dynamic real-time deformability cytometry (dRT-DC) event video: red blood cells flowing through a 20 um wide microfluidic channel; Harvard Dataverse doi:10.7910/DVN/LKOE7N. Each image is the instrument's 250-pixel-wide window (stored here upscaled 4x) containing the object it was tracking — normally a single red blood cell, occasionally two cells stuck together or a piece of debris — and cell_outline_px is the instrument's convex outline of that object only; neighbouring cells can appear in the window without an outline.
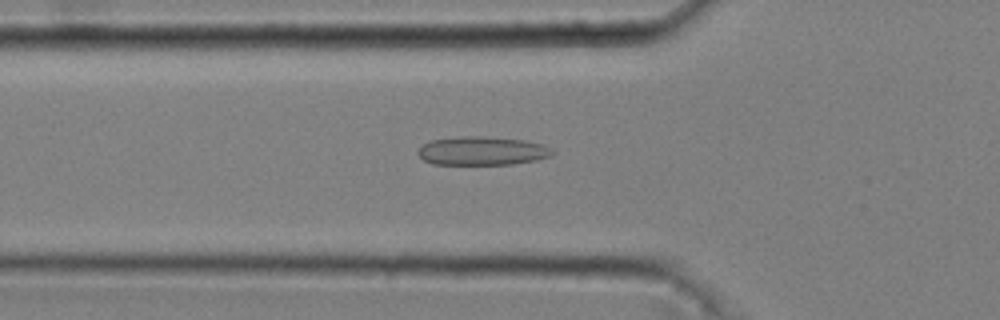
{"species": "common noctule bat (a hibernating species)", "species_latin": "Nyctalus noctula", "temperature_condition": "cold", "stored_images_in_passage": 50, "camera_frame_rate_fps": 3000, "um_per_image_px": 0.085, "animal": {"sex": "male", "body_mass_g": 20.4}, "frame": {"image": 1, "passage_image": 18, "time_ms": 5.667, "image_size_px": [1000, 320], "cell_outline_px": [[556, 152], [552, 156], [536, 160], [512, 164], [432, 164], [424, 160], [416, 152], [428, 140], [460, 136], [484, 136], [524, 140], [540, 144]], "centroid_in_image_um": [40.96, 12.82], "position_along_channel_um": 84.8, "area_um2": 22.43}}
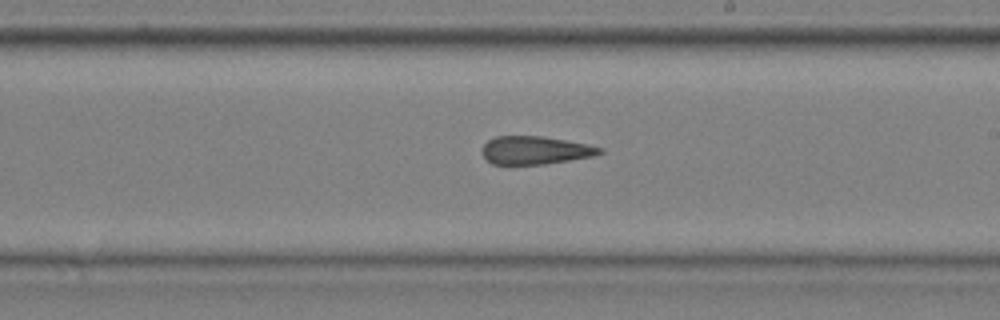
{"frame": {"image": 2, "passage_image": 31, "time_ms": 10.0, "image_size_px": [1000, 320], "cell_outline_px": [[604, 152], [592, 156], [544, 164], [492, 164], [480, 152], [484, 144], [488, 140], [496, 136], [540, 136], [588, 144], [604, 148]], "centroid_in_image_um": [45.47, 12.77], "position_along_channel_um": 243.5, "area_um2": 19.13}}
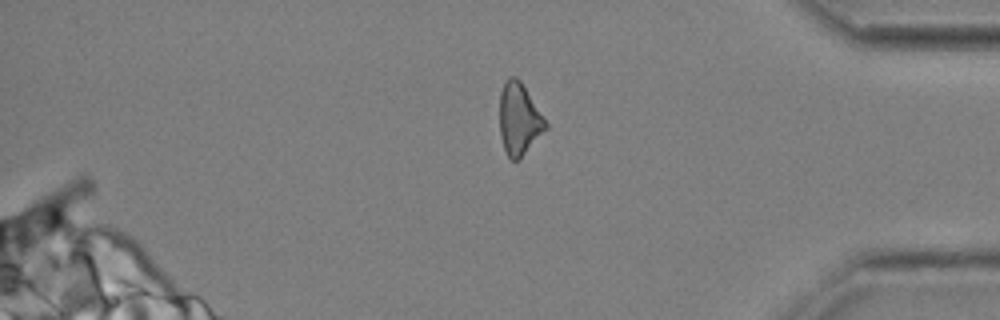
{"frame": {"image": 3, "passage_image": 45, "time_ms": 14.667, "image_size_px": [1000, 320], "cell_outline_px": [[548, 128], [516, 160], [512, 160], [508, 156], [504, 148], [500, 136], [500, 92], [508, 76], [516, 76], [520, 80], [548, 124]], "centroid_in_image_um": [44.11, 10.08], "position_along_channel_um": 391.1, "area_um2": 18.84}, "authors_computed_cell_mechanics": {"area_um2": 20.6924, "velocity_mm_per_s": 3.6539, "shape_relaxation_time_tau1_ms": null, "shape_relaxation_time_tau2_ms": 3.5232, "deformation_change_tau1": null, "deformation_change_tau2": 0.1387}}